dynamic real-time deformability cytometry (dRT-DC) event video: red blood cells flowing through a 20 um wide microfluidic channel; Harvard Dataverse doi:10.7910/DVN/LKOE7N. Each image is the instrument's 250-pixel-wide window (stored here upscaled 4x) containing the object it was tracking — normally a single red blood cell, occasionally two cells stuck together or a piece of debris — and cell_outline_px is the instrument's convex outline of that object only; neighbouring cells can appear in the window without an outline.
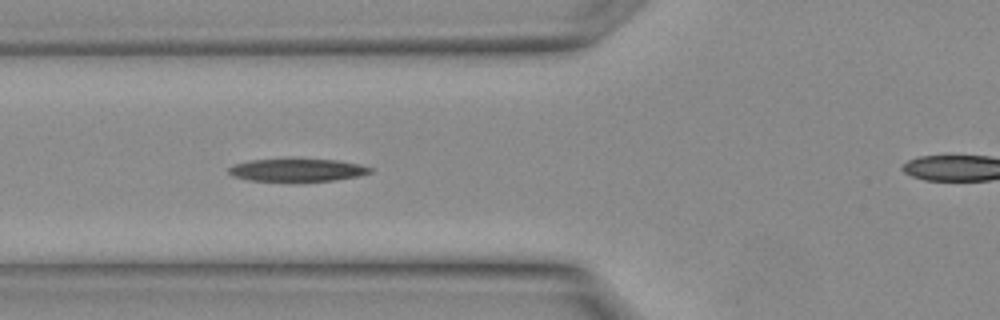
{"species": "Egyptian fruit bat (a non-hibernating species)", "species_latin": "Rousettus aegyptiacus", "temperature_condition": "warm", "stored_images_in_passage": 21, "camera_frame_rate_fps": 3000, "um_per_image_px": 0.085, "animal": {"sex": "female"}, "frame": {"image": 1, "passage_image": 12, "time_ms": 3.667, "image_size_px": [1000, 320], "cell_outline_px": [[372, 172], [360, 176], [332, 180], [248, 180], [232, 176], [228, 172], [228, 168], [232, 164], [248, 160], [288, 156], [336, 160], [360, 164], [372, 168]], "centroid_in_image_um": [25.21, 14.38], "position_along_channel_um": 100.6, "area_um2": 19.48}}